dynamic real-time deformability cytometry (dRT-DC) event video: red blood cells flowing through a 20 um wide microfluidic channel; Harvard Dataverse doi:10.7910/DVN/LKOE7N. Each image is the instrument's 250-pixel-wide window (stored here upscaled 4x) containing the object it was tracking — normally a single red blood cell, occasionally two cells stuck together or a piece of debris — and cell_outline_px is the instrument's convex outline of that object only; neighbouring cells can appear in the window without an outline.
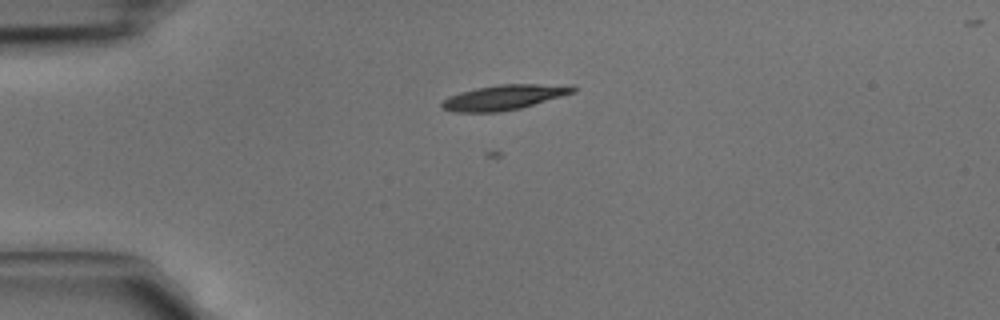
{"species": "common noctule bat (a hibernating species)", "species_latin": "Nyctalus noctula", "temperature_condition": "cold", "stored_images_in_passage": 4, "camera_frame_rate_fps": 3000, "um_per_image_px": 0.085, "animal": {"sex": "male", "body_mass_g": 15.6}, "frame": {"image": 1, "passage_image": 2, "time_ms": 0.333, "image_size_px": [1000, 320], "cell_outline_px": [[576, 92], [520, 108], [500, 112], [456, 112], [444, 108], [440, 104], [448, 96], [460, 92], [476, 88], [496, 84], [572, 84], [576, 88]], "centroid_in_image_um": [42.89, 8.25], "position_along_channel_um": 42.1, "area_um2": 19.19}}